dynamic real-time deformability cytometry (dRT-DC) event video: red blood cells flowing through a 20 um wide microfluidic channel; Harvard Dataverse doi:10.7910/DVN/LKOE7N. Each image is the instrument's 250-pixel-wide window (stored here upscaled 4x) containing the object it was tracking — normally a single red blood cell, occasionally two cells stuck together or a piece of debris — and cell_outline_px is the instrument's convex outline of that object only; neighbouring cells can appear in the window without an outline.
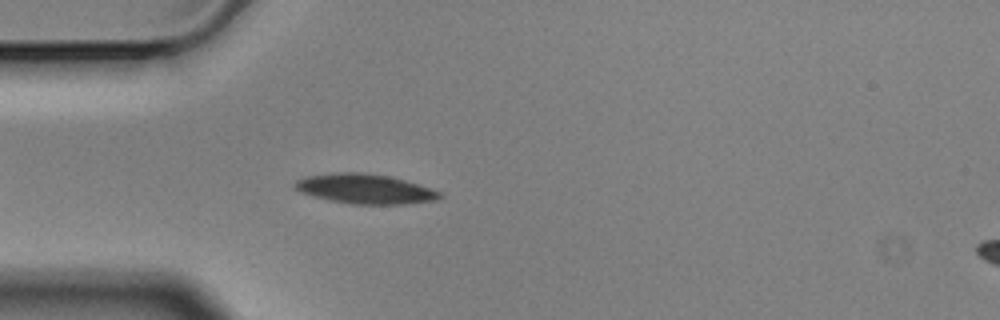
{"species": "Egyptian fruit bat (a non-hibernating species)", "species_latin": "Rousettus aegyptiacus", "temperature_condition": "cold", "stored_images_in_passage": 5, "camera_frame_rate_fps": 3000, "um_per_image_px": 0.085, "animal": {"sex": "male"}, "frame": {"image": 1, "passage_image": 5, "time_ms": 1.333, "image_size_px": [1000, 320], "cell_outline_px": [[444, 196], [436, 200], [404, 204], [352, 204], [328, 200], [312, 196], [300, 192], [292, 184], [296, 180], [304, 176], [332, 172], [364, 172], [388, 176], [404, 180], [444, 192]], "centroid_in_image_um": [31.01, 16.05], "position_along_channel_um": 54.0, "area_um2": 25.37}}